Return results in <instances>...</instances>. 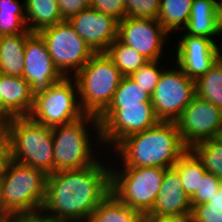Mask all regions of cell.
Wrapping results in <instances>:
<instances>
[{"label": "cell", "instance_id": "6da1fadb", "mask_svg": "<svg viewBox=\"0 0 222 222\" xmlns=\"http://www.w3.org/2000/svg\"><path fill=\"white\" fill-rule=\"evenodd\" d=\"M95 164L47 175L41 212L57 222H88L97 206L111 193V164Z\"/></svg>", "mask_w": 222, "mask_h": 222}, {"label": "cell", "instance_id": "7a4b0ae2", "mask_svg": "<svg viewBox=\"0 0 222 222\" xmlns=\"http://www.w3.org/2000/svg\"><path fill=\"white\" fill-rule=\"evenodd\" d=\"M186 150L176 122L160 121L121 140L114 147L113 155L117 153L122 167L170 168Z\"/></svg>", "mask_w": 222, "mask_h": 222}, {"label": "cell", "instance_id": "3957f363", "mask_svg": "<svg viewBox=\"0 0 222 222\" xmlns=\"http://www.w3.org/2000/svg\"><path fill=\"white\" fill-rule=\"evenodd\" d=\"M88 124L92 126L91 129ZM89 130L95 132V138L98 139L95 143L102 145L100 124L96 116L85 114L71 123L52 128L54 172L82 169L99 160L100 155L93 150L96 144L92 143L93 136L89 134L92 131Z\"/></svg>", "mask_w": 222, "mask_h": 222}, {"label": "cell", "instance_id": "277c9868", "mask_svg": "<svg viewBox=\"0 0 222 222\" xmlns=\"http://www.w3.org/2000/svg\"><path fill=\"white\" fill-rule=\"evenodd\" d=\"M9 158L15 162L54 173L52 128L29 116L12 117L8 123Z\"/></svg>", "mask_w": 222, "mask_h": 222}, {"label": "cell", "instance_id": "5b68a950", "mask_svg": "<svg viewBox=\"0 0 222 222\" xmlns=\"http://www.w3.org/2000/svg\"><path fill=\"white\" fill-rule=\"evenodd\" d=\"M47 175L36 168L11 160L5 162L0 195L11 215L41 212L46 197Z\"/></svg>", "mask_w": 222, "mask_h": 222}, {"label": "cell", "instance_id": "8992f818", "mask_svg": "<svg viewBox=\"0 0 222 222\" xmlns=\"http://www.w3.org/2000/svg\"><path fill=\"white\" fill-rule=\"evenodd\" d=\"M123 77L106 52L95 53L74 76L82 111L99 117L111 104Z\"/></svg>", "mask_w": 222, "mask_h": 222}, {"label": "cell", "instance_id": "52a82bcc", "mask_svg": "<svg viewBox=\"0 0 222 222\" xmlns=\"http://www.w3.org/2000/svg\"><path fill=\"white\" fill-rule=\"evenodd\" d=\"M116 167L111 166V193L133 210L148 214L153 209L166 168Z\"/></svg>", "mask_w": 222, "mask_h": 222}, {"label": "cell", "instance_id": "ba28073f", "mask_svg": "<svg viewBox=\"0 0 222 222\" xmlns=\"http://www.w3.org/2000/svg\"><path fill=\"white\" fill-rule=\"evenodd\" d=\"M78 86L74 77H63L34 99L29 117L46 127L61 126L82 118Z\"/></svg>", "mask_w": 222, "mask_h": 222}, {"label": "cell", "instance_id": "9c48e42d", "mask_svg": "<svg viewBox=\"0 0 222 222\" xmlns=\"http://www.w3.org/2000/svg\"><path fill=\"white\" fill-rule=\"evenodd\" d=\"M38 34L45 41L53 63L63 77H74L95 54L68 20L46 27Z\"/></svg>", "mask_w": 222, "mask_h": 222}, {"label": "cell", "instance_id": "30bf717a", "mask_svg": "<svg viewBox=\"0 0 222 222\" xmlns=\"http://www.w3.org/2000/svg\"><path fill=\"white\" fill-rule=\"evenodd\" d=\"M98 121L102 146L112 145L111 150L124 138L160 122L152 102H142V105H122V108H107L98 117Z\"/></svg>", "mask_w": 222, "mask_h": 222}, {"label": "cell", "instance_id": "8fae6325", "mask_svg": "<svg viewBox=\"0 0 222 222\" xmlns=\"http://www.w3.org/2000/svg\"><path fill=\"white\" fill-rule=\"evenodd\" d=\"M171 67L164 68L151 95L155 114L164 122H175L195 96V80L176 64Z\"/></svg>", "mask_w": 222, "mask_h": 222}, {"label": "cell", "instance_id": "7c38bea8", "mask_svg": "<svg viewBox=\"0 0 222 222\" xmlns=\"http://www.w3.org/2000/svg\"><path fill=\"white\" fill-rule=\"evenodd\" d=\"M187 149L216 137L222 127V109L197 95L175 121Z\"/></svg>", "mask_w": 222, "mask_h": 222}, {"label": "cell", "instance_id": "4fadbf2b", "mask_svg": "<svg viewBox=\"0 0 222 222\" xmlns=\"http://www.w3.org/2000/svg\"><path fill=\"white\" fill-rule=\"evenodd\" d=\"M169 35L157 19L125 17L118 22V39L148 61L163 60Z\"/></svg>", "mask_w": 222, "mask_h": 222}, {"label": "cell", "instance_id": "5bb4252c", "mask_svg": "<svg viewBox=\"0 0 222 222\" xmlns=\"http://www.w3.org/2000/svg\"><path fill=\"white\" fill-rule=\"evenodd\" d=\"M24 57L23 78L29 83L34 99L49 91L54 83L63 78L38 33H33L26 40Z\"/></svg>", "mask_w": 222, "mask_h": 222}, {"label": "cell", "instance_id": "9a60e30c", "mask_svg": "<svg viewBox=\"0 0 222 222\" xmlns=\"http://www.w3.org/2000/svg\"><path fill=\"white\" fill-rule=\"evenodd\" d=\"M182 37L178 39L172 60L189 78L196 80L206 74L210 67L222 55V46L213 39L202 36H191L184 32L179 33ZM216 42V43H215ZM175 61H174V60Z\"/></svg>", "mask_w": 222, "mask_h": 222}, {"label": "cell", "instance_id": "2e32d148", "mask_svg": "<svg viewBox=\"0 0 222 222\" xmlns=\"http://www.w3.org/2000/svg\"><path fill=\"white\" fill-rule=\"evenodd\" d=\"M69 23L95 52H106L118 38V20L113 16L88 8L72 16Z\"/></svg>", "mask_w": 222, "mask_h": 222}, {"label": "cell", "instance_id": "e0dca14e", "mask_svg": "<svg viewBox=\"0 0 222 222\" xmlns=\"http://www.w3.org/2000/svg\"><path fill=\"white\" fill-rule=\"evenodd\" d=\"M190 211H192L191 201L183 190L177 170L174 167L166 168L153 209L148 214L163 218Z\"/></svg>", "mask_w": 222, "mask_h": 222}, {"label": "cell", "instance_id": "ac0fdd59", "mask_svg": "<svg viewBox=\"0 0 222 222\" xmlns=\"http://www.w3.org/2000/svg\"><path fill=\"white\" fill-rule=\"evenodd\" d=\"M33 104L30 85L23 77L0 73V107L9 118L29 116Z\"/></svg>", "mask_w": 222, "mask_h": 222}, {"label": "cell", "instance_id": "d6986e66", "mask_svg": "<svg viewBox=\"0 0 222 222\" xmlns=\"http://www.w3.org/2000/svg\"><path fill=\"white\" fill-rule=\"evenodd\" d=\"M32 34L27 29L24 33L0 36L1 74L23 77L25 43Z\"/></svg>", "mask_w": 222, "mask_h": 222}, {"label": "cell", "instance_id": "ffe728a7", "mask_svg": "<svg viewBox=\"0 0 222 222\" xmlns=\"http://www.w3.org/2000/svg\"><path fill=\"white\" fill-rule=\"evenodd\" d=\"M216 0H193L190 16L184 33L216 39L219 35L215 20Z\"/></svg>", "mask_w": 222, "mask_h": 222}, {"label": "cell", "instance_id": "44dd1931", "mask_svg": "<svg viewBox=\"0 0 222 222\" xmlns=\"http://www.w3.org/2000/svg\"><path fill=\"white\" fill-rule=\"evenodd\" d=\"M26 27L32 33L60 23L63 20L57 0H24Z\"/></svg>", "mask_w": 222, "mask_h": 222}, {"label": "cell", "instance_id": "7402d4cb", "mask_svg": "<svg viewBox=\"0 0 222 222\" xmlns=\"http://www.w3.org/2000/svg\"><path fill=\"white\" fill-rule=\"evenodd\" d=\"M141 214L110 193L97 206L88 222H137Z\"/></svg>", "mask_w": 222, "mask_h": 222}, {"label": "cell", "instance_id": "603a6c76", "mask_svg": "<svg viewBox=\"0 0 222 222\" xmlns=\"http://www.w3.org/2000/svg\"><path fill=\"white\" fill-rule=\"evenodd\" d=\"M192 3L193 0H161L157 20L169 34L182 31L188 23Z\"/></svg>", "mask_w": 222, "mask_h": 222}, {"label": "cell", "instance_id": "cb8c5ba5", "mask_svg": "<svg viewBox=\"0 0 222 222\" xmlns=\"http://www.w3.org/2000/svg\"><path fill=\"white\" fill-rule=\"evenodd\" d=\"M177 170L183 190L191 198L197 189L203 176L207 173L197 156L187 149L173 165Z\"/></svg>", "mask_w": 222, "mask_h": 222}, {"label": "cell", "instance_id": "d4e9b609", "mask_svg": "<svg viewBox=\"0 0 222 222\" xmlns=\"http://www.w3.org/2000/svg\"><path fill=\"white\" fill-rule=\"evenodd\" d=\"M195 95L222 109V55L206 74L195 80Z\"/></svg>", "mask_w": 222, "mask_h": 222}, {"label": "cell", "instance_id": "484cf974", "mask_svg": "<svg viewBox=\"0 0 222 222\" xmlns=\"http://www.w3.org/2000/svg\"><path fill=\"white\" fill-rule=\"evenodd\" d=\"M0 0V36L24 33L26 27L25 2Z\"/></svg>", "mask_w": 222, "mask_h": 222}, {"label": "cell", "instance_id": "4316f807", "mask_svg": "<svg viewBox=\"0 0 222 222\" xmlns=\"http://www.w3.org/2000/svg\"><path fill=\"white\" fill-rule=\"evenodd\" d=\"M106 54L124 77H129L148 62L138 51L122 43L118 38L109 46Z\"/></svg>", "mask_w": 222, "mask_h": 222}, {"label": "cell", "instance_id": "83f0119b", "mask_svg": "<svg viewBox=\"0 0 222 222\" xmlns=\"http://www.w3.org/2000/svg\"><path fill=\"white\" fill-rule=\"evenodd\" d=\"M190 150L207 172L213 173L222 181V142L214 137L193 145Z\"/></svg>", "mask_w": 222, "mask_h": 222}, {"label": "cell", "instance_id": "f1b7e54d", "mask_svg": "<svg viewBox=\"0 0 222 222\" xmlns=\"http://www.w3.org/2000/svg\"><path fill=\"white\" fill-rule=\"evenodd\" d=\"M142 102H151V94L144 91V88L129 77H123L108 108H122V105H142Z\"/></svg>", "mask_w": 222, "mask_h": 222}, {"label": "cell", "instance_id": "f546056e", "mask_svg": "<svg viewBox=\"0 0 222 222\" xmlns=\"http://www.w3.org/2000/svg\"><path fill=\"white\" fill-rule=\"evenodd\" d=\"M160 65V60L148 61L137 71L132 73L129 78L144 88V91L152 95L159 82L161 73L166 67L163 65L161 67Z\"/></svg>", "mask_w": 222, "mask_h": 222}, {"label": "cell", "instance_id": "4dcf8cb0", "mask_svg": "<svg viewBox=\"0 0 222 222\" xmlns=\"http://www.w3.org/2000/svg\"><path fill=\"white\" fill-rule=\"evenodd\" d=\"M192 211L194 222H222V181L211 202L198 204Z\"/></svg>", "mask_w": 222, "mask_h": 222}, {"label": "cell", "instance_id": "1f68e13d", "mask_svg": "<svg viewBox=\"0 0 222 222\" xmlns=\"http://www.w3.org/2000/svg\"><path fill=\"white\" fill-rule=\"evenodd\" d=\"M125 17L157 19L161 0H124Z\"/></svg>", "mask_w": 222, "mask_h": 222}, {"label": "cell", "instance_id": "d6a6232c", "mask_svg": "<svg viewBox=\"0 0 222 222\" xmlns=\"http://www.w3.org/2000/svg\"><path fill=\"white\" fill-rule=\"evenodd\" d=\"M221 180L213 173L207 172L200 181L199 189L190 198L192 209L206 202H211V198L218 192Z\"/></svg>", "mask_w": 222, "mask_h": 222}, {"label": "cell", "instance_id": "836d02e7", "mask_svg": "<svg viewBox=\"0 0 222 222\" xmlns=\"http://www.w3.org/2000/svg\"><path fill=\"white\" fill-rule=\"evenodd\" d=\"M90 8L113 16L118 21L125 18L124 0H90Z\"/></svg>", "mask_w": 222, "mask_h": 222}, {"label": "cell", "instance_id": "e575fe53", "mask_svg": "<svg viewBox=\"0 0 222 222\" xmlns=\"http://www.w3.org/2000/svg\"><path fill=\"white\" fill-rule=\"evenodd\" d=\"M63 20H69L80 11L90 8V0H57Z\"/></svg>", "mask_w": 222, "mask_h": 222}, {"label": "cell", "instance_id": "d590c367", "mask_svg": "<svg viewBox=\"0 0 222 222\" xmlns=\"http://www.w3.org/2000/svg\"><path fill=\"white\" fill-rule=\"evenodd\" d=\"M8 222H57L51 217H47L42 212L33 214H17L12 215Z\"/></svg>", "mask_w": 222, "mask_h": 222}, {"label": "cell", "instance_id": "8d00e7d4", "mask_svg": "<svg viewBox=\"0 0 222 222\" xmlns=\"http://www.w3.org/2000/svg\"><path fill=\"white\" fill-rule=\"evenodd\" d=\"M0 159H9L8 130H0Z\"/></svg>", "mask_w": 222, "mask_h": 222}, {"label": "cell", "instance_id": "74e56055", "mask_svg": "<svg viewBox=\"0 0 222 222\" xmlns=\"http://www.w3.org/2000/svg\"><path fill=\"white\" fill-rule=\"evenodd\" d=\"M162 222H194L193 211L178 215H170L162 218Z\"/></svg>", "mask_w": 222, "mask_h": 222}, {"label": "cell", "instance_id": "f35d334b", "mask_svg": "<svg viewBox=\"0 0 222 222\" xmlns=\"http://www.w3.org/2000/svg\"><path fill=\"white\" fill-rule=\"evenodd\" d=\"M215 20L219 36L222 34V0H216Z\"/></svg>", "mask_w": 222, "mask_h": 222}, {"label": "cell", "instance_id": "ab89813d", "mask_svg": "<svg viewBox=\"0 0 222 222\" xmlns=\"http://www.w3.org/2000/svg\"><path fill=\"white\" fill-rule=\"evenodd\" d=\"M12 215L6 210L3 205L1 195H0V222H8Z\"/></svg>", "mask_w": 222, "mask_h": 222}, {"label": "cell", "instance_id": "60d3db41", "mask_svg": "<svg viewBox=\"0 0 222 222\" xmlns=\"http://www.w3.org/2000/svg\"><path fill=\"white\" fill-rule=\"evenodd\" d=\"M10 118L0 107V130L7 129Z\"/></svg>", "mask_w": 222, "mask_h": 222}, {"label": "cell", "instance_id": "b9f144b4", "mask_svg": "<svg viewBox=\"0 0 222 222\" xmlns=\"http://www.w3.org/2000/svg\"><path fill=\"white\" fill-rule=\"evenodd\" d=\"M137 222H162V218L153 217L150 214H141Z\"/></svg>", "mask_w": 222, "mask_h": 222}, {"label": "cell", "instance_id": "7bdbcfd3", "mask_svg": "<svg viewBox=\"0 0 222 222\" xmlns=\"http://www.w3.org/2000/svg\"><path fill=\"white\" fill-rule=\"evenodd\" d=\"M7 160L8 159H0V179H1V175H2L3 169H4L5 162Z\"/></svg>", "mask_w": 222, "mask_h": 222}, {"label": "cell", "instance_id": "ee69618b", "mask_svg": "<svg viewBox=\"0 0 222 222\" xmlns=\"http://www.w3.org/2000/svg\"><path fill=\"white\" fill-rule=\"evenodd\" d=\"M217 140H219L220 142H222V127L219 129V131L217 132V135L215 137Z\"/></svg>", "mask_w": 222, "mask_h": 222}]
</instances>
